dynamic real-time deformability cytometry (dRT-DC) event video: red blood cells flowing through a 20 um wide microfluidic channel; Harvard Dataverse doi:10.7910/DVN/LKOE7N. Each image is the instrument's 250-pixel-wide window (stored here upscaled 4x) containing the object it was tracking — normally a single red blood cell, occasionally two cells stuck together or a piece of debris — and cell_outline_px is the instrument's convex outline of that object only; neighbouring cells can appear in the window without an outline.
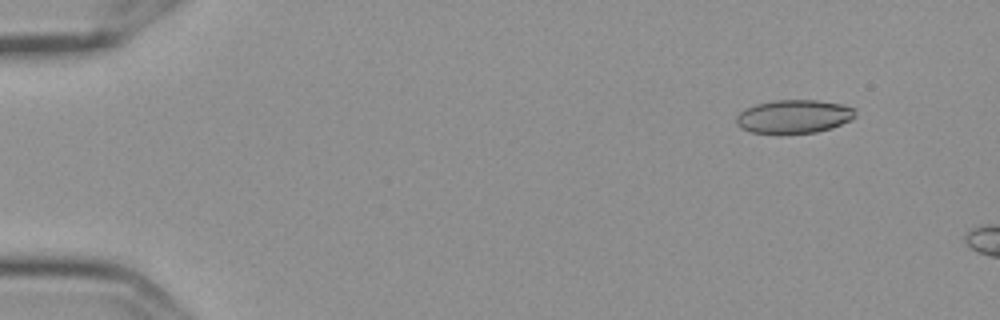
{"species": "Egyptian fruit bat (a non-hibernating species)", "species_latin": "Rousettus aegyptiacus", "temperature_condition": "cold", "stored_images_in_passage": 4, "camera_frame_rate_fps": 3000, "um_per_image_px": 0.085, "frame": {"image": 1, "passage_image": 2, "time_ms": 0.333, "image_size_px": [1000, 320], "cell_outline_px": [[856, 116], [852, 120], [832, 128], [816, 132], [780, 136], [752, 132], [740, 128], [736, 124], [736, 116], [740, 112], [756, 104], [776, 100], [816, 100], [840, 104], [856, 108]], "centroid_in_image_um": [67.48, 9.94], "position_along_channel_um": 17.5, "area_um2": 23.87}}